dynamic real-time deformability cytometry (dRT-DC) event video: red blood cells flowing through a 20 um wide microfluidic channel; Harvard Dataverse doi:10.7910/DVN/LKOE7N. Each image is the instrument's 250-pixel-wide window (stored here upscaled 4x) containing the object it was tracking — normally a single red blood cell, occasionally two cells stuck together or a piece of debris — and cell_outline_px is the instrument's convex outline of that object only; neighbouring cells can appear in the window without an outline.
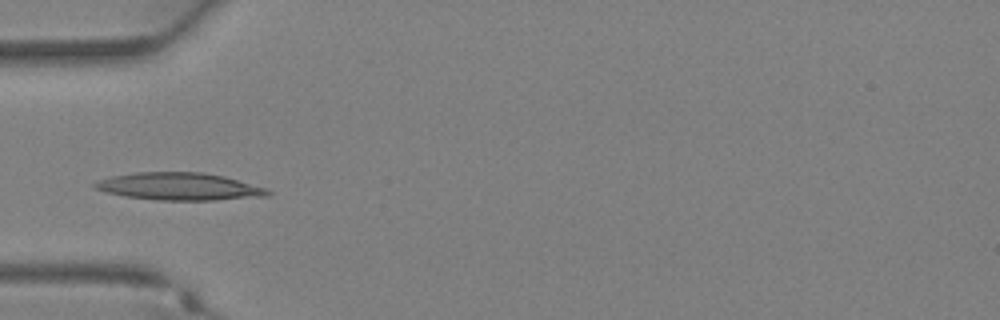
{"species": "Egyptian fruit bat (a non-hibernating species)", "species_latin": "Rousettus aegyptiacus", "temperature_condition": "warm", "stored_images_in_passage": 36, "camera_frame_rate_fps": 3000, "um_per_image_px": 0.085, "animal": {"sex": "female"}, "frame": {"image": 1, "passage_image": 12, "time_ms": 3.667, "image_size_px": [1000, 320], "cell_outline_px": [[272, 192], [268, 196], [212, 200], [156, 200], [124, 196], [104, 192], [92, 188], [92, 184], [100, 180], [112, 176], [136, 172], [204, 172], [224, 176], [268, 188]], "centroid_in_image_um": [15.23, 15.85], "position_along_channel_um": 69.8, "area_um2": 27.8}}
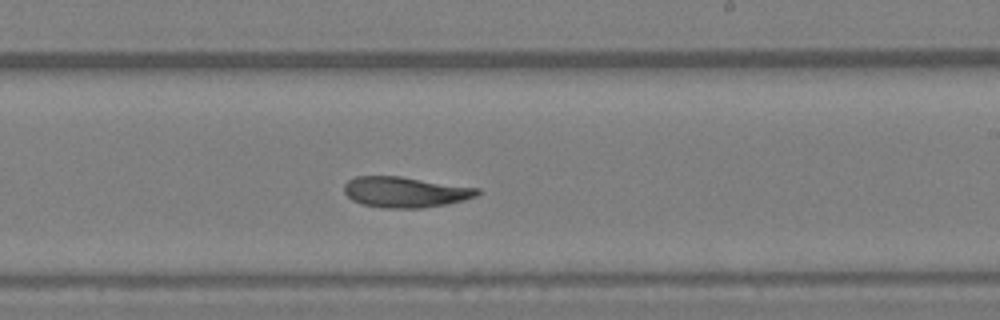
{"frame": {"image": 2, "passage_image": 22, "time_ms": 7.0, "image_size_px": [1000, 320], "cell_outline_px": [[480, 192], [476, 196], [464, 200], [448, 204], [420, 208], [384, 208], [360, 204], [352, 200], [344, 192], [344, 184], [348, 180], [356, 176], [400, 176], [480, 188]], "centroid_in_image_um": [34.44, 16.32], "position_along_channel_um": 254.6, "area_um2": 23.93}}
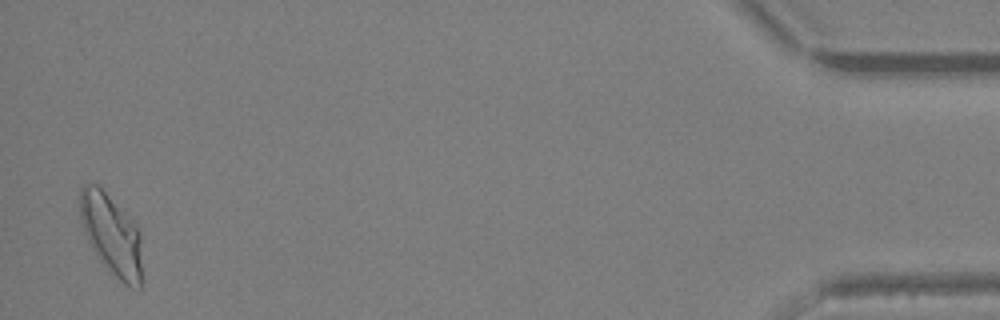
{"frame": {"image": 3, "passage_image": 36, "time_ms": 11.667, "image_size_px": [1000, 320], "cell_outline_px": [[140, 288], [132, 288], [124, 284], [112, 272], [92, 248], [84, 232], [80, 220], [80, 188], [84, 184], [96, 184], [136, 224], [140, 232]], "centroid_in_image_um": [9.45, 19.92], "position_along_channel_um": 425.7, "area_um2": 28.38}}